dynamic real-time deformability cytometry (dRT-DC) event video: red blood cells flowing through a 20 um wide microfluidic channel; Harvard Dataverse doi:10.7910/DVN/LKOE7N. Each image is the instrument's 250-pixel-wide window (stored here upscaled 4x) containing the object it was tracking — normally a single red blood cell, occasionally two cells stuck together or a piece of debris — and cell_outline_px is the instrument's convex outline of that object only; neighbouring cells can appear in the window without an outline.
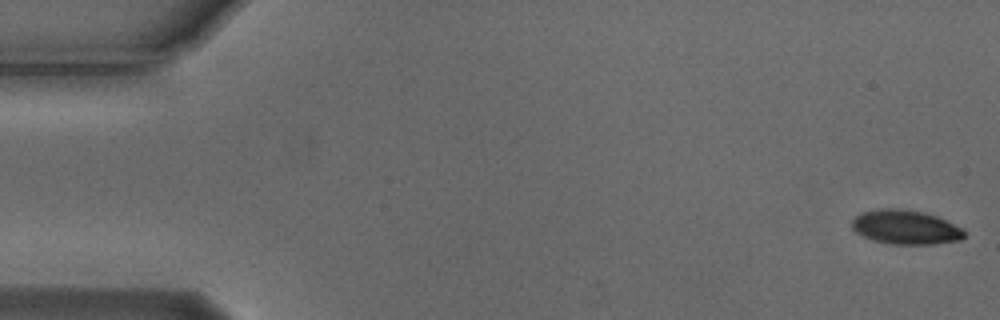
{"species": "Egyptian fruit bat (a non-hibernating species)", "species_latin": "Rousettus aegyptiacus", "temperature_condition": "cold", "stored_images_in_passage": 55, "camera_frame_rate_fps": 3000, "um_per_image_px": 0.085, "animal": {"sex": "male"}, "frame": {"image": 1, "passage_image": 1, "time_ms": 0.0, "image_size_px": [1000, 320], "cell_outline_px": [[964, 236], [960, 240], [932, 244], [892, 244], [872, 240], [856, 232], [852, 228], [852, 220], [856, 216], [864, 212], [880, 208], [900, 208], [924, 212], [936, 216], [964, 228]], "centroid_in_image_um": [76.98, 19.31], "position_along_channel_um": 8.0, "area_um2": 22.37}}
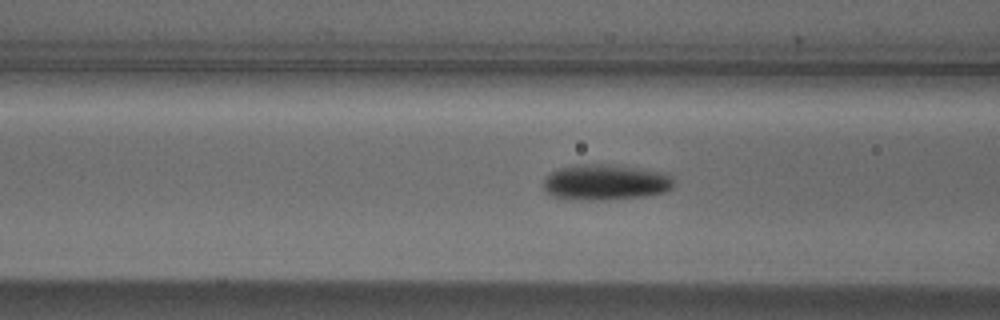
{"frame": {"image": 2, "passage_image": 21, "time_ms": 6.667, "image_size_px": [1000, 320], "cell_outline_px": [[672, 188], [664, 192], [644, 196], [604, 200], [564, 200], [548, 196], [544, 188], [544, 180], [552, 172], [560, 168], [576, 164], [608, 164], [664, 172], [672, 176]], "centroid_in_image_um": [51.41, 15.51], "position_along_channel_um": 115.2, "area_um2": 27.34}}
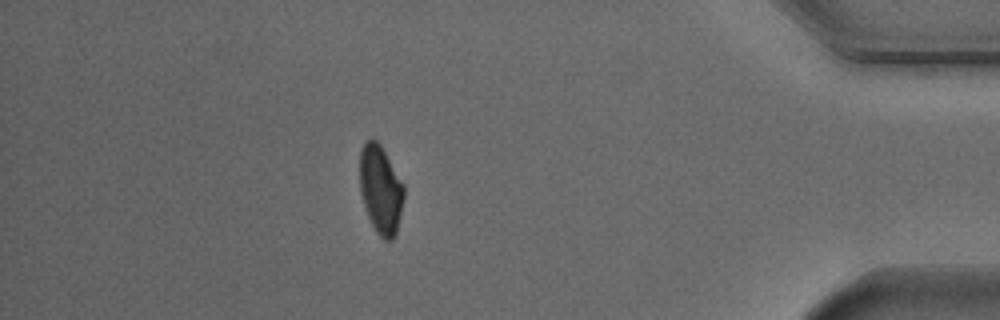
{"frame": {"image": 3, "passage_image": 48, "time_ms": 15.667, "image_size_px": [1000, 320], "cell_outline_px": [[404, 196], [396, 232], [392, 240], [384, 240], [376, 232], [368, 216], [360, 192], [360, 148], [368, 140], [376, 140], [380, 144], [404, 184]], "centroid_in_image_um": [32.35, 16.1], "position_along_channel_um": 402.8, "area_um2": 22.48}, "authors_computed_cell_mechanics": {"area_um2": 23.7558, "velocity_mm_per_s": 3.7226, "shape_relaxation_time_tau1_ms": 2.8367, "shape_relaxation_time_tau2_ms": null, "deformation_change_tau1": 0.1085, "deformation_change_tau2": null}}